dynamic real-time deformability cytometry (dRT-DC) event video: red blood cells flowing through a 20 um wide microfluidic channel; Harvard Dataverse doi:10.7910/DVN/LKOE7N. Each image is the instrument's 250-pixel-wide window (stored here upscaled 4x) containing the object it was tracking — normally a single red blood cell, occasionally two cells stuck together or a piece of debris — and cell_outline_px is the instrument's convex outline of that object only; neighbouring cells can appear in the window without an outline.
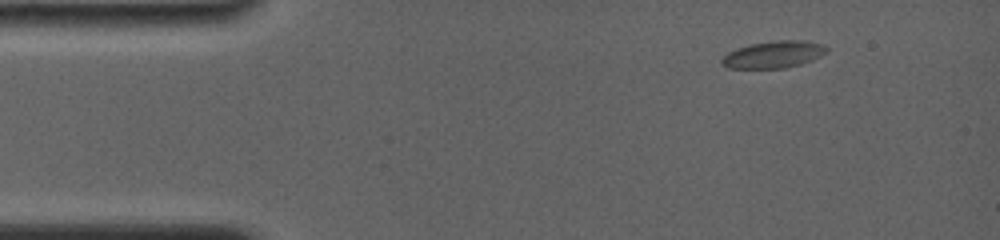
{"species": "common noctule bat (a hibernating species)", "species_latin": "Nyctalus noctula", "temperature_condition": "room temperature", "stored_images_in_passage": 2, "camera_frame_rate_fps": 4000, "um_per_image_px": 0.085, "animal": {"sex": "female", "body_mass_g": 19.0, "forearm_length_mm": 56.7}, "frame": {"image": 1, "passage_image": 2, "time_ms": 1.25, "image_size_px": [1000, 240], "cell_outline_px": [[828, 52], [820, 56], [800, 64], [784, 68], [728, 68], [720, 64], [720, 60], [728, 52], [752, 44], [776, 40], [804, 40], [820, 44], [828, 48]], "centroid_in_image_um": [65.75, 4.64], "position_along_channel_um": 19.3, "area_um2": 16.3}}